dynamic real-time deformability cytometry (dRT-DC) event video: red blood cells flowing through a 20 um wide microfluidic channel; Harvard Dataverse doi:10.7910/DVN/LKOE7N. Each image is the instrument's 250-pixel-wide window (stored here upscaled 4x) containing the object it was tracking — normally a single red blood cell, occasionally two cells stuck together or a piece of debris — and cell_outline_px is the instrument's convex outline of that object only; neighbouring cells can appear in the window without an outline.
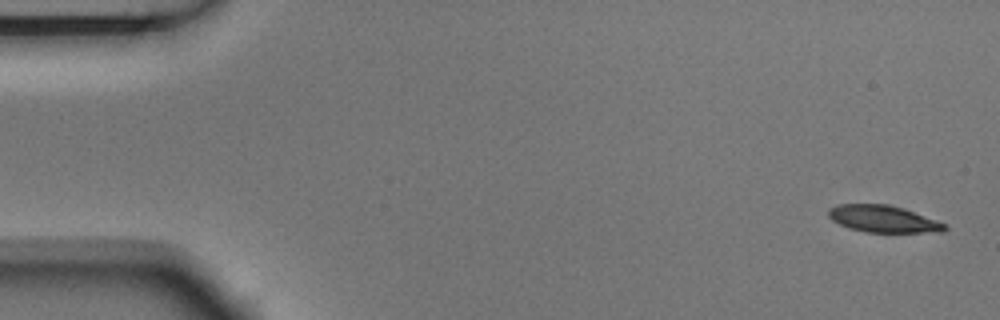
{"species": "Egyptian fruit bat (a non-hibernating species)", "species_latin": "Rousettus aegyptiacus", "temperature_condition": "room temperature", "stored_images_in_passage": 5, "segment_of_instrument_passage": [1, 2], "camera_frame_rate_fps": 3000, "um_per_image_px": 0.085, "animal": {"sex": "male"}, "frame": {"image": 1, "passage_image": 1, "time_ms": 0.0, "image_size_px": [1000, 320], "cell_outline_px": [[948, 228], [944, 232], [864, 232], [848, 228], [832, 220], [828, 216], [828, 208], [836, 204], [888, 204], [948, 224]], "centroid_in_image_um": [75.05, 18.61], "position_along_channel_um": 10.0, "area_um2": 18.21}}
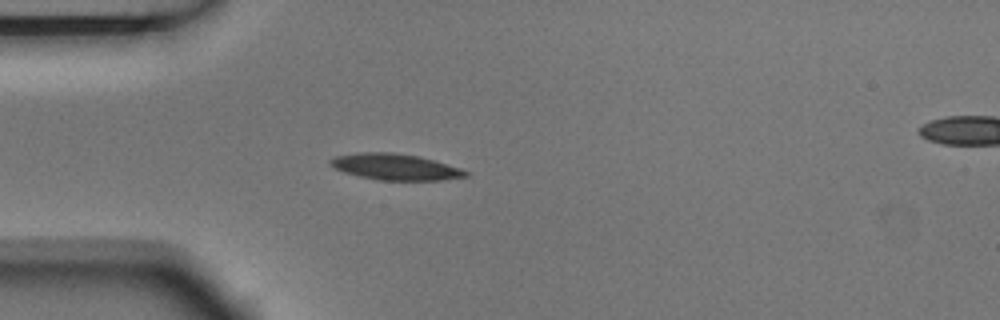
{"frame": {"image": 2, "passage_image": 4, "time_ms": 1.0, "image_size_px": [1000, 320], "cell_outline_px": [[468, 176], [440, 180], [380, 180], [360, 176], [344, 172], [328, 164], [328, 160], [336, 156], [360, 152], [392, 152], [416, 156], [432, 160], [460, 168], [468, 172]], "centroid_in_image_um": [33.56, 14.18], "position_along_channel_um": 51.4, "area_um2": 20.35}}